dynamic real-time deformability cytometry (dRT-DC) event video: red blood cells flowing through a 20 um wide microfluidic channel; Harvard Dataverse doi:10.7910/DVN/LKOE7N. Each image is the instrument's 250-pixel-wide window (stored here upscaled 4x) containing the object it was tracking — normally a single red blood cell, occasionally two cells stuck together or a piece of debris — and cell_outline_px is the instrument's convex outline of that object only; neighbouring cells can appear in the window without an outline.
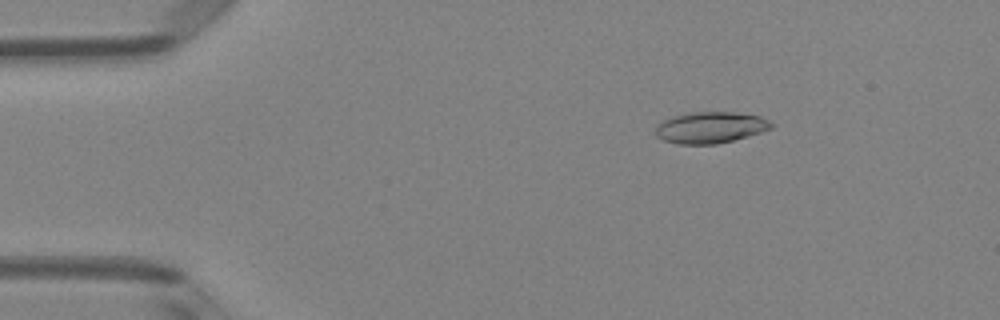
{"species": "Egyptian fruit bat (a non-hibernating species)", "species_latin": "Rousettus aegyptiacus", "temperature_condition": "room temperature", "stored_images_in_passage": 51, "camera_frame_rate_fps": 3000, "um_per_image_px": 0.085, "animal": {"sex": "female"}, "frame": {"image": 1, "passage_image": 8, "time_ms": 2.333, "image_size_px": [1000, 320], "cell_outline_px": [[776, 124], [772, 128], [748, 136], [716, 144], [676, 144], [664, 140], [656, 136], [656, 128], [664, 120], [672, 116], [692, 112], [736, 112], [760, 116]], "centroid_in_image_um": [60.41, 10.83], "position_along_channel_um": 24.6, "area_um2": 21.1}}
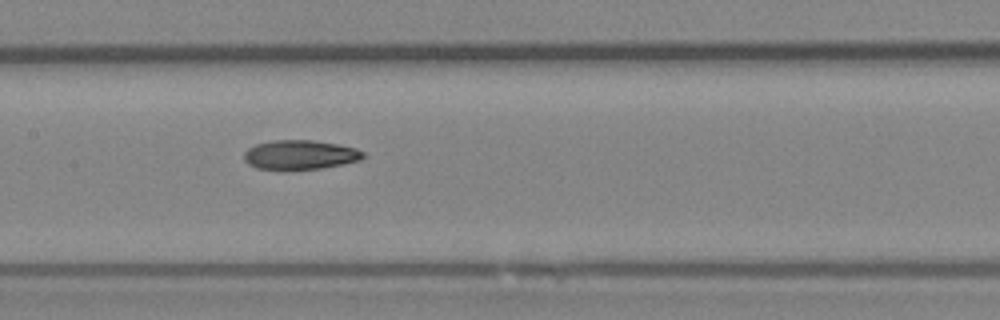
{"frame": {"image": 2, "passage_image": 25, "time_ms": 8.0, "image_size_px": [1000, 320], "cell_outline_px": [[364, 156], [360, 160], [344, 164], [320, 168], [256, 168], [248, 164], [244, 160], [244, 152], [248, 148], [256, 144], [272, 140], [312, 140], [336, 144], [356, 148], [364, 152]], "centroid_in_image_um": [25.5, 13.13], "position_along_channel_um": 181.9, "area_um2": 20.0}}
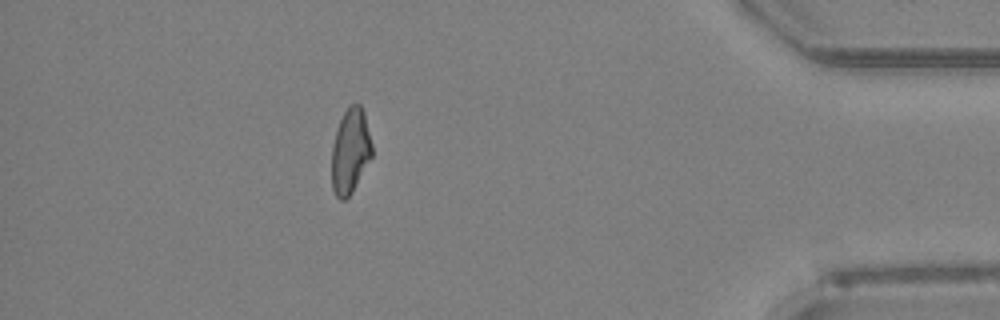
{"frame": {"image": 3, "passage_image": 45, "time_ms": 14.667, "image_size_px": [1000, 320], "cell_outline_px": [[372, 156], [352, 192], [344, 200], [340, 200], [336, 196], [332, 188], [332, 144], [340, 120], [344, 112], [352, 104], [360, 104], [364, 112], [372, 144]], "centroid_in_image_um": [29.78, 12.85], "position_along_channel_um": 405.4, "area_um2": 19.77}, "authors_computed_cell_mechanics": {"area_um2": 20.808, "velocity_mm_per_s": 4.0469, "shape_relaxation_time_tau1_ms": 4.9835, "shape_relaxation_time_tau2_ms": 3.7299, "deformation_change_tau1": 0.1764, "deformation_change_tau2": 0.114}}